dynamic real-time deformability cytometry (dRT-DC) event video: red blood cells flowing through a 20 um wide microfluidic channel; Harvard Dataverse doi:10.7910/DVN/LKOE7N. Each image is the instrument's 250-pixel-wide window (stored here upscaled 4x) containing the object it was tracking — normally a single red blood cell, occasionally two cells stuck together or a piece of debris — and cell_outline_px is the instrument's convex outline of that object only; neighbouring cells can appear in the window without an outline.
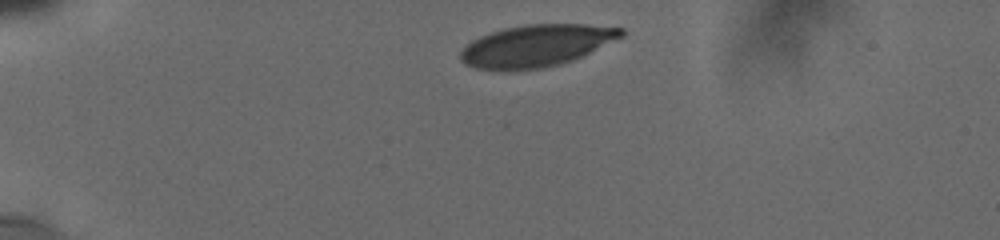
{"species": "human", "species_latin": "Homo sapiens", "temperature_condition": "cold", "stored_images_in_passage": 6, "camera_frame_rate_fps": 3000, "um_per_image_px": 0.085, "donor": {"sex": "male"}, "frame": {"image": 1, "passage_image": 1, "time_ms": 0.0, "image_size_px": [1000, 240], "cell_outline_px": [[624, 36], [572, 60], [560, 64], [540, 68], [476, 68], [464, 64], [460, 60], [460, 52], [472, 40], [480, 36], [504, 28], [524, 24], [584, 24], [624, 28]], "centroid_in_image_um": [45.61, 3.85], "position_along_channel_um": 39.4, "area_um2": 38.49}}
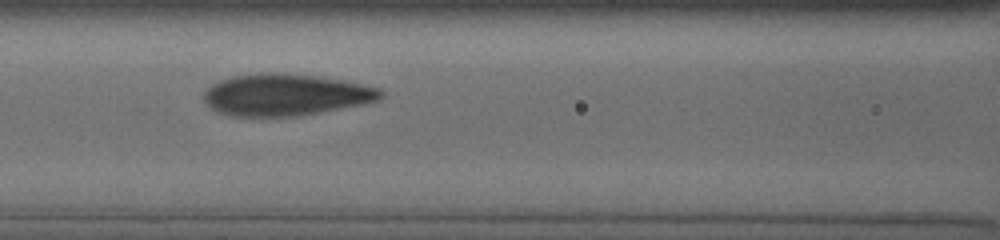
{"frame": {"image": 2, "passage_image": 5, "time_ms": 4.333, "image_size_px": [1000, 240], "cell_outline_px": [[384, 96], [380, 100], [364, 104], [292, 116], [236, 116], [220, 112], [212, 108], [204, 100], [204, 92], [212, 84], [220, 80], [232, 76], [268, 72], [320, 76], [344, 80], [380, 88], [384, 92]], "centroid_in_image_um": [24.32, 8.04], "position_along_channel_um": 142.3, "area_um2": 42.71}}
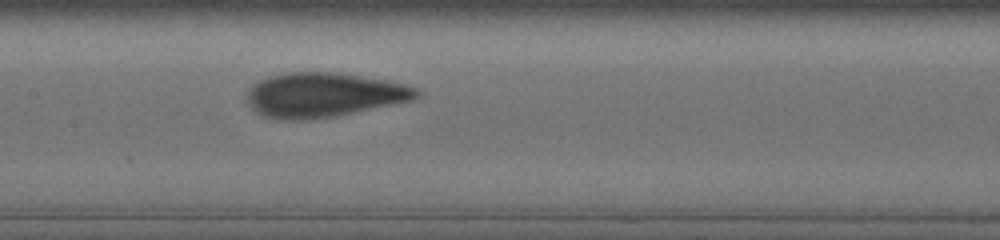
{"frame": {"image": 3, "passage_image": 6, "time_ms": 5.333, "image_size_px": [1000, 240], "cell_outline_px": [[420, 92], [412, 100], [336, 116], [308, 120], [280, 120], [264, 116], [256, 112], [248, 104], [248, 92], [260, 80], [272, 76], [288, 72], [336, 72], [388, 80], [404, 84], [416, 88]], "centroid_in_image_um": [27.52, 8.07], "position_along_channel_um": 179.9, "area_um2": 43.64}}